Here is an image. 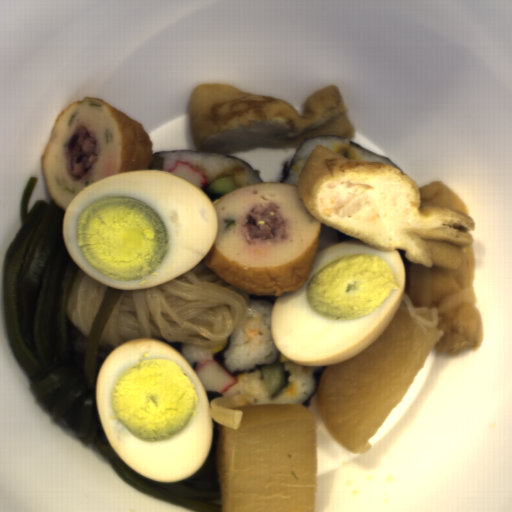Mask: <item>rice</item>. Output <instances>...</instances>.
<instances>
[{
	"mask_svg": "<svg viewBox=\"0 0 512 512\" xmlns=\"http://www.w3.org/2000/svg\"><path fill=\"white\" fill-rule=\"evenodd\" d=\"M180 354L192 367L194 363L204 362L206 359H212V348H200L189 343H183L180 346Z\"/></svg>",
	"mask_w": 512,
	"mask_h": 512,
	"instance_id": "obj_5",
	"label": "rice"
},
{
	"mask_svg": "<svg viewBox=\"0 0 512 512\" xmlns=\"http://www.w3.org/2000/svg\"><path fill=\"white\" fill-rule=\"evenodd\" d=\"M278 364L285 374L284 385L272 395L264 385L263 369L236 375L234 385L221 392L223 397L252 395L254 404H302L316 389L315 374L320 367L300 366L280 352Z\"/></svg>",
	"mask_w": 512,
	"mask_h": 512,
	"instance_id": "obj_2",
	"label": "rice"
},
{
	"mask_svg": "<svg viewBox=\"0 0 512 512\" xmlns=\"http://www.w3.org/2000/svg\"><path fill=\"white\" fill-rule=\"evenodd\" d=\"M324 146L332 151L351 159H360L376 162H386L393 165L388 160L381 158L375 154H372L354 144L351 143V138L345 140L336 139L330 136H319L310 138L307 140L298 151L292 168L284 182V184H293L298 186L299 175L311 153V151L317 146ZM394 166V165H393Z\"/></svg>",
	"mask_w": 512,
	"mask_h": 512,
	"instance_id": "obj_4",
	"label": "rice"
},
{
	"mask_svg": "<svg viewBox=\"0 0 512 512\" xmlns=\"http://www.w3.org/2000/svg\"><path fill=\"white\" fill-rule=\"evenodd\" d=\"M274 306L266 298H251L244 316L229 336L224 351V364L228 372L252 370L270 364L278 355L271 327Z\"/></svg>",
	"mask_w": 512,
	"mask_h": 512,
	"instance_id": "obj_1",
	"label": "rice"
},
{
	"mask_svg": "<svg viewBox=\"0 0 512 512\" xmlns=\"http://www.w3.org/2000/svg\"><path fill=\"white\" fill-rule=\"evenodd\" d=\"M153 156L164 158V168L160 171L172 170L177 162L187 163L207 178L202 191L214 180L222 176H232L237 188L251 183H262L256 174L241 160L213 154L197 152H164Z\"/></svg>",
	"mask_w": 512,
	"mask_h": 512,
	"instance_id": "obj_3",
	"label": "rice"
}]
</instances>
